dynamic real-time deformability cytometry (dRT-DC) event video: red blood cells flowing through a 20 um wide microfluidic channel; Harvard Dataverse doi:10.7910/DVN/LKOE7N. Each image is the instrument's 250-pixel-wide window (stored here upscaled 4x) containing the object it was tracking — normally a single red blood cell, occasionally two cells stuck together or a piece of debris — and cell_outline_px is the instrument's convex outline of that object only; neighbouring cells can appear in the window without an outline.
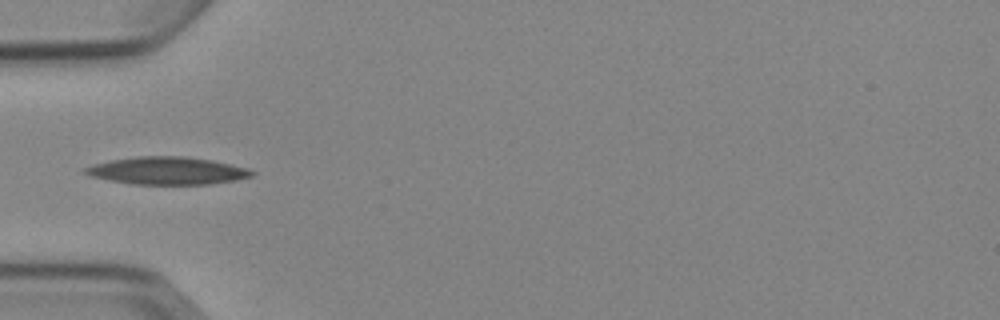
{"species": "Egyptian fruit bat (a non-hibernating species)", "species_latin": "Rousettus aegyptiacus", "temperature_condition": "cold", "stored_images_in_passage": 5, "camera_frame_rate_fps": 3000, "um_per_image_px": 0.085, "animal": {"sex": "female"}, "frame": {"image": 1, "passage_image": 5, "time_ms": 4.667, "image_size_px": [1000, 320], "cell_outline_px": [[256, 172], [252, 176], [236, 180], [208, 184], [132, 184], [108, 180], [88, 176], [80, 168], [92, 164], [112, 160], [136, 156], [184, 156], [212, 160], [248, 168]], "centroid_in_image_um": [14.17, 14.51], "position_along_channel_um": 70.8, "area_um2": 26.93}}